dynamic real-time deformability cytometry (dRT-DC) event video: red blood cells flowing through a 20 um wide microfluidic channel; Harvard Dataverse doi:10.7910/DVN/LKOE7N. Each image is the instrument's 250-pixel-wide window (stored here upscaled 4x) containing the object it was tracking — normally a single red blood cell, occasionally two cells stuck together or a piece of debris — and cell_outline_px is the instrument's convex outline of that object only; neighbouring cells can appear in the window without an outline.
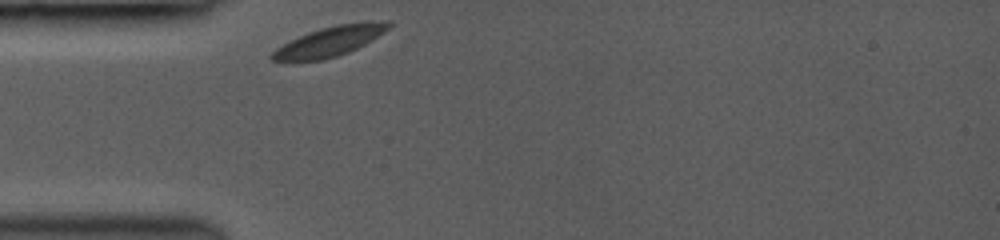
{"species": "common noctule bat (a hibernating species)", "species_latin": "Nyctalus noctula", "temperature_condition": "room temperature", "stored_images_in_passage": 1, "camera_frame_rate_fps": 3000, "um_per_image_px": 0.085, "animal": {"sex": "female", "body_mass_g": 19.0, "forearm_length_mm": 53.3}, "frame": {"image": 1, "passage_image": 1, "time_ms": 0.0, "image_size_px": [1000, 240], "cell_outline_px": [[392, 24], [384, 32], [372, 40], [348, 52], [324, 60], [284, 64], [272, 60], [268, 56], [276, 48], [308, 32], [320, 28], [336, 24], [388, 20], [392, 20]], "centroid_in_image_um": [27.95, 3.56], "position_along_channel_um": 57.0, "area_um2": 20.69}}